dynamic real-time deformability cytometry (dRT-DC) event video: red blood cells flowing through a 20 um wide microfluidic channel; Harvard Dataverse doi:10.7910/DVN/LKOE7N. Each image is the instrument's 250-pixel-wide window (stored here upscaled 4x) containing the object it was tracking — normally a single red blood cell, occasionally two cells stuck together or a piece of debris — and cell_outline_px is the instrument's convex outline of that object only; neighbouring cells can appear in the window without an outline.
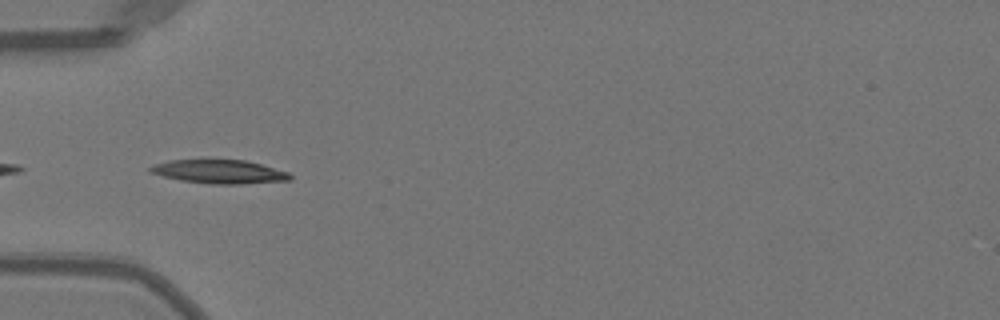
{"species": "Egyptian fruit bat (a non-hibernating species)", "species_latin": "Rousettus aegyptiacus", "temperature_condition": "warm", "stored_images_in_passage": 35, "camera_frame_rate_fps": 3000, "um_per_image_px": 0.085, "animal": {"sex": "female"}, "frame": {"image": 1, "passage_image": 1, "time_ms": 0.0, "image_size_px": [1000, 320], "cell_outline_px": [[292, 180], [240, 184], [208, 184], [180, 180], [148, 172], [148, 168], [156, 164], [168, 160], [244, 160], [260, 164], [288, 172], [292, 176]], "centroid_in_image_um": [18.64, 14.6], "position_along_channel_um": 66.4, "area_um2": 19.19}, "authors_computed_cell_mechanics": {"area_um2": 18.785, "velocity_mm_per_s": 4.0149, "shape_relaxation_time_tau1_ms": 4.1217, "shape_relaxation_time_tau2_ms": 2.926, "deformation_change_tau1": 0.1713, "deformation_change_tau2": 0.0818}}